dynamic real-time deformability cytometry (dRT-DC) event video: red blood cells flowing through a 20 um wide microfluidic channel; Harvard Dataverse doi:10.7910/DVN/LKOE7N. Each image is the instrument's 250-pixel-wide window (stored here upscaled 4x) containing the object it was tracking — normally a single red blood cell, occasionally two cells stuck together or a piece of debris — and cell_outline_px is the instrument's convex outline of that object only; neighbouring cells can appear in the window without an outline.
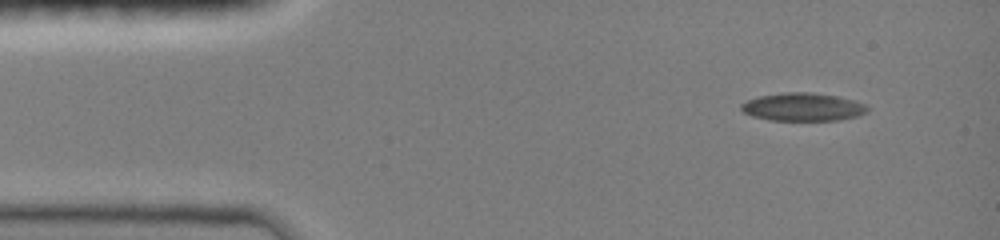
{"species": "common noctule bat (a hibernating species)", "species_latin": "Nyctalus noctula", "temperature_condition": "room temperature", "stored_images_in_passage": 7, "camera_frame_rate_fps": 3000, "um_per_image_px": 0.085, "animal": {"sex": "female", "body_mass_g": 19.0, "forearm_length_mm": 51.5}, "frame": {"image": 1, "passage_image": 1, "time_ms": 0.0, "image_size_px": [1000, 240], "cell_outline_px": [[868, 112], [856, 116], [836, 120], [768, 120], [752, 116], [744, 112], [740, 108], [740, 104], [748, 100], [760, 96], [784, 92], [812, 92], [836, 96], [852, 100], [864, 104], [868, 108]], "centroid_in_image_um": [68.21, 9.09], "position_along_channel_um": 16.8, "area_um2": 20.46}}
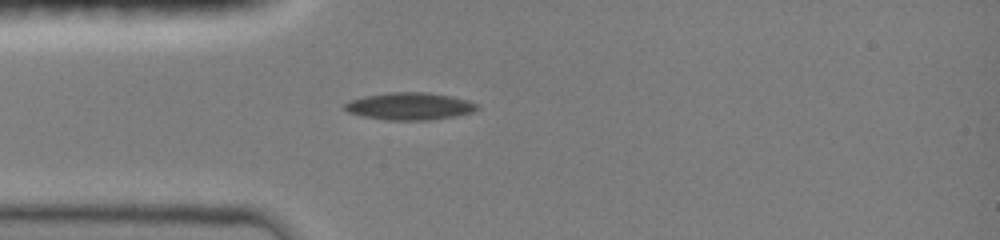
{"frame": {"image": 2, "passage_image": 6, "time_ms": 1.667, "image_size_px": [1000, 240], "cell_outline_px": [[480, 108], [472, 112], [456, 116], [432, 120], [388, 120], [364, 116], [348, 112], [344, 108], [344, 104], [352, 100], [364, 96], [388, 92], [424, 92], [452, 96], [468, 100], [476, 104]], "centroid_in_image_um": [34.85, 9.03], "position_along_channel_um": 50.2, "area_um2": 21.04}}